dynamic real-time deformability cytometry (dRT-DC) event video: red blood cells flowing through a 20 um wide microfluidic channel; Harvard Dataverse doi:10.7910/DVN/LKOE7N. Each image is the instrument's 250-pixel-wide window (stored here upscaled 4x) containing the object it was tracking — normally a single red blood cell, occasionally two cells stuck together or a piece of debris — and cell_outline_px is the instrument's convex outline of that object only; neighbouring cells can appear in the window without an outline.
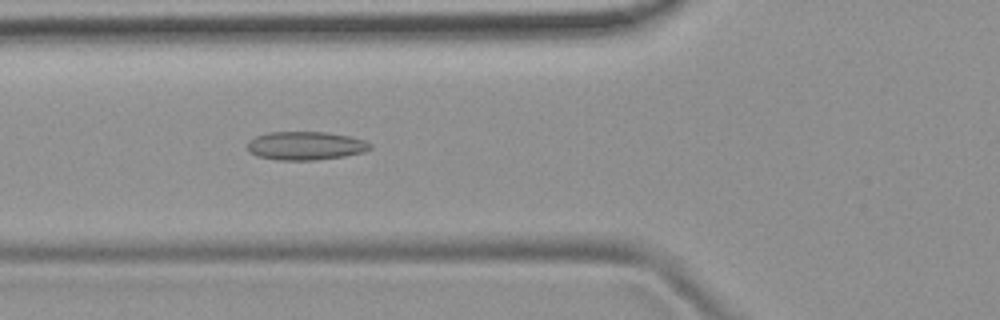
{"species": "common noctule bat (a hibernating species)", "species_latin": "Nyctalus noctula", "temperature_condition": "room temperature", "stored_images_in_passage": 49, "camera_frame_rate_fps": 3000, "um_per_image_px": 0.085, "animal": {"sex": "female", "body_mass_g": 19.9}, "frame": {"image": 1, "passage_image": 16, "time_ms": 5.0, "image_size_px": [1000, 320], "cell_outline_px": [[372, 148], [364, 152], [344, 156], [316, 160], [276, 160], [256, 156], [248, 152], [248, 140], [256, 136], [268, 132], [324, 132], [348, 136], [364, 140], [372, 144]], "centroid_in_image_um": [25.95, 12.39], "position_along_channel_um": 99.9, "area_um2": 20.46}}
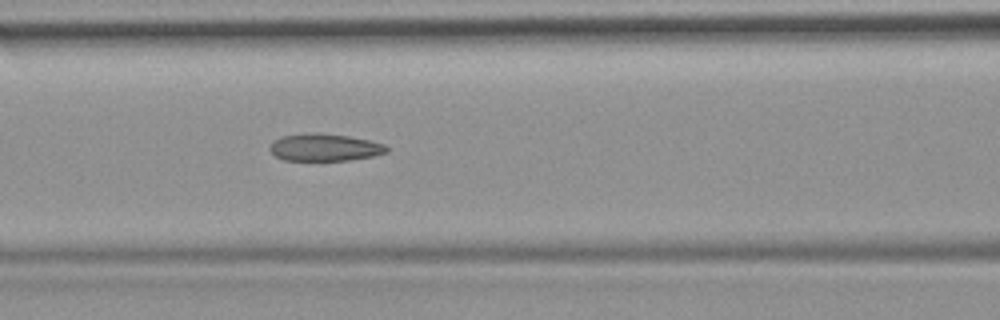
{"frame": {"image": 2, "passage_image": 19, "time_ms": 6.0, "image_size_px": [1000, 320], "cell_outline_px": [[388, 152], [372, 156], [348, 160], [284, 160], [276, 156], [268, 148], [272, 140], [280, 136], [304, 132], [316, 132], [348, 136], [368, 140], [384, 144], [388, 148]], "centroid_in_image_um": [27.54, 12.51], "position_along_channel_um": 139.1, "area_um2": 18.73}}
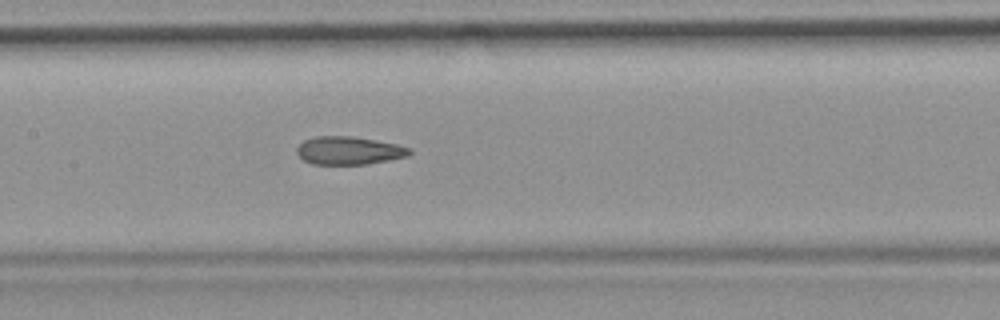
{"frame": {"image": 3, "passage_image": 22, "time_ms": 7.0, "image_size_px": [1000, 320], "cell_outline_px": [[412, 152], [408, 156], [388, 160], [364, 164], [312, 164], [304, 160], [296, 152], [296, 148], [304, 140], [316, 136], [352, 136], [396, 144], [412, 148]], "centroid_in_image_um": [29.66, 12.79], "position_along_channel_um": 177.7, "area_um2": 18.32}, "authors_computed_cell_mechanics": {"area_um2": 19.2474, "velocity_mm_per_s": 3.8855, "shape_relaxation_time_tau1_ms": null, "shape_relaxation_time_tau2_ms": 1.9434, "deformation_change_tau1": null, "deformation_change_tau2": 0.0905}}